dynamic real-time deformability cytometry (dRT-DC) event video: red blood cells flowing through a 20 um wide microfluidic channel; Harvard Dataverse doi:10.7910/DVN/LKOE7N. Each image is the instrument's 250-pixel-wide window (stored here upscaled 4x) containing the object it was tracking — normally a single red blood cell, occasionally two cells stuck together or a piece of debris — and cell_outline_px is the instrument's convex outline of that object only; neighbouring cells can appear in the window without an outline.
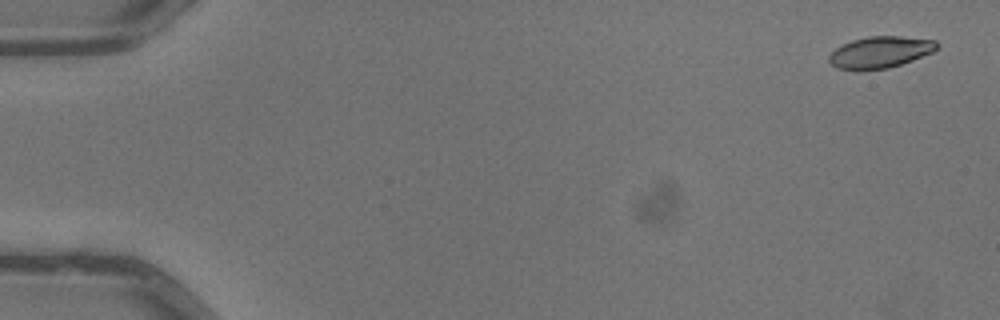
{"species": "common noctule bat (a hibernating species)", "species_latin": "Nyctalus noctula", "temperature_condition": "warm", "stored_images_in_passage": 5, "camera_frame_rate_fps": 3000, "um_per_image_px": 0.085, "animal": {"sex": "male", "body_mass_g": 13.3}, "frame": {"image": 1, "passage_image": 1, "time_ms": 0.0, "image_size_px": [1000, 320], "cell_outline_px": [[940, 44], [932, 52], [912, 60], [888, 68], [836, 68], [828, 60], [828, 56], [836, 48], [852, 40], [868, 36], [900, 36], [936, 40]], "centroid_in_image_um": [74.84, 4.4], "position_along_channel_um": 10.2, "area_um2": 19.31}}
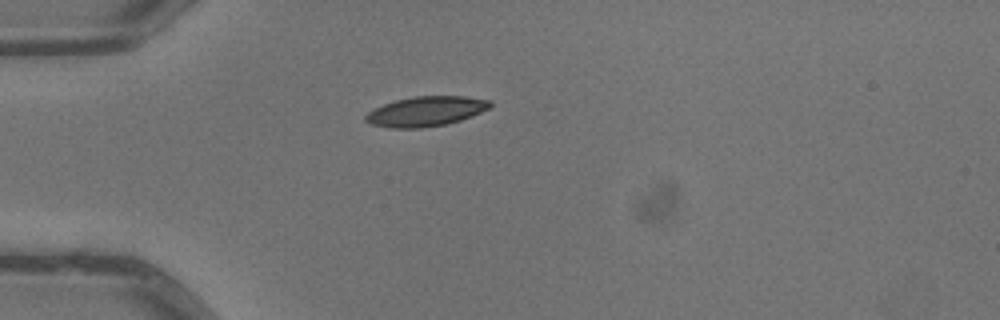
{"frame": {"image": 2, "passage_image": 4, "time_ms": 1.0, "image_size_px": [1000, 320], "cell_outline_px": [[492, 104], [488, 108], [472, 116], [460, 120], [444, 124], [420, 128], [392, 128], [372, 124], [364, 120], [364, 116], [368, 112], [384, 104], [396, 100], [416, 96], [464, 96], [492, 100]], "centroid_in_image_um": [36.21, 9.46], "position_along_channel_um": 48.8, "area_um2": 21.44}}